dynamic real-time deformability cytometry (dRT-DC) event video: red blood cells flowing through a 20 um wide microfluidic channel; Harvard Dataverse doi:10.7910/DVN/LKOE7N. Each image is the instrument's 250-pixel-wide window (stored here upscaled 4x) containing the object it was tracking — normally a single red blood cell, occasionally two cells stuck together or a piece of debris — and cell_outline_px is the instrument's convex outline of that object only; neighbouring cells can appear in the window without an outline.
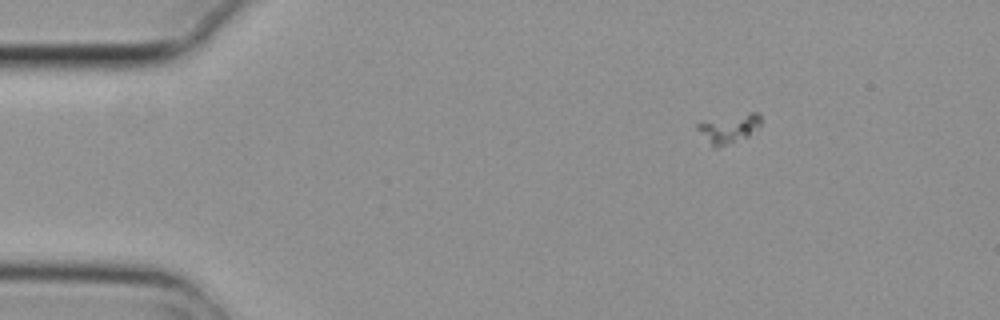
{"species": "common noctule bat (a hibernating species)", "species_latin": "Nyctalus noctula", "temperature_condition": "cold", "stored_images_in_passage": 7, "camera_frame_rate_fps": 3000, "um_per_image_px": 0.085, "animal": {"sex": "female", "body_mass_g": 29.2, "forearm_length_mm": 56.3}, "frame": {"image": 1, "passage_image": 2, "time_ms": 0.333, "image_size_px": [1000, 320], "cell_outline_px": [[760, 128], [748, 136], [716, 148], [712, 148], [696, 128], [696, 124], [752, 112], [756, 112], [760, 116]], "centroid_in_image_um": [61.98, 10.96], "position_along_channel_um": 23.0, "area_um2": 10.23}}
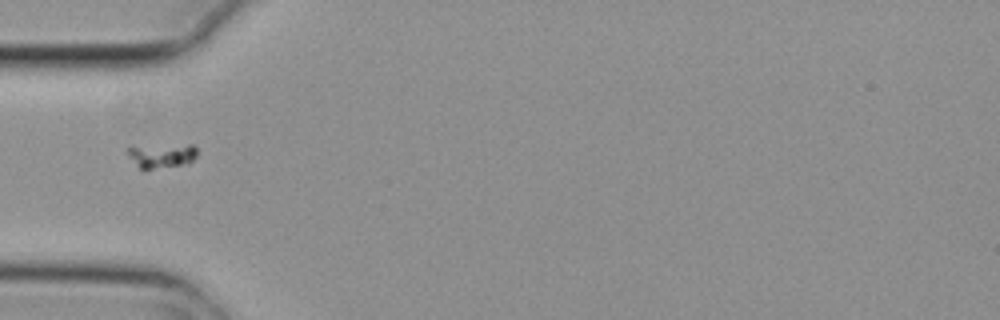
{"frame": {"image": 2, "passage_image": 5, "time_ms": 1.333, "image_size_px": [1000, 320], "cell_outline_px": [[196, 156], [188, 164], [152, 168], [140, 168], [124, 148], [128, 144], [192, 144], [196, 148]], "centroid_in_image_um": [13.7, 13.14], "position_along_channel_um": 71.3, "area_um2": 10.23}}
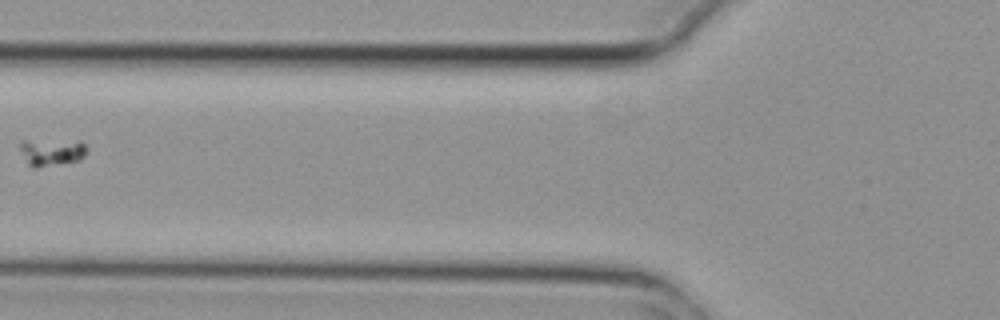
{"frame": {"image": 3, "passage_image": 6, "time_ms": 1.667, "image_size_px": [1000, 320], "cell_outline_px": [[88, 152], [80, 160], [36, 168], [32, 168], [28, 164], [20, 148], [20, 140], [80, 140], [88, 148]], "centroid_in_image_um": [4.43, 12.91], "position_along_channel_um": 121.4, "area_um2": 10.81}}